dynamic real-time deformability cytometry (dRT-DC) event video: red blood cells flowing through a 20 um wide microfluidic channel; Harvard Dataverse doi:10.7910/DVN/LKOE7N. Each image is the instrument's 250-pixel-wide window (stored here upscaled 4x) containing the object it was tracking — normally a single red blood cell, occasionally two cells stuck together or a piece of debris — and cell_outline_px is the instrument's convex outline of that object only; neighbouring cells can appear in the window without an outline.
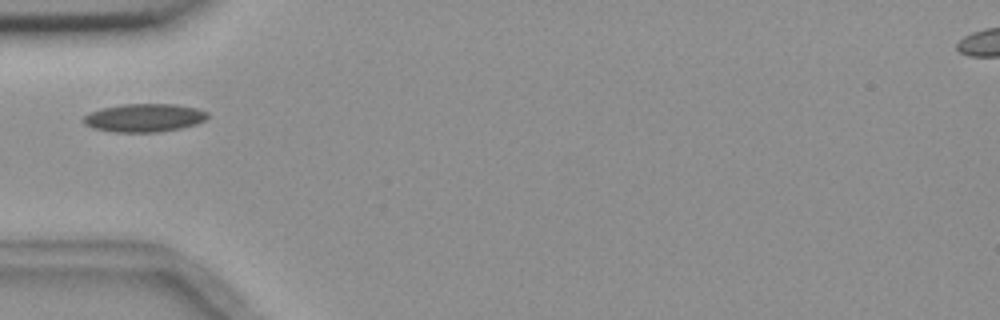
{"species": "common noctule bat (a hibernating species)", "species_latin": "Nyctalus noctula", "temperature_condition": "room temperature", "stored_images_in_passage": 1, "camera_frame_rate_fps": 3000, "um_per_image_px": 0.085, "animal": {"sex": "female", "body_mass_g": 18.4}, "frame": {"image": 1, "passage_image": 1, "time_ms": 0.0, "image_size_px": [1000, 320], "cell_outline_px": [[208, 116], [204, 120], [196, 124], [180, 128], [160, 132], [112, 132], [92, 128], [84, 124], [80, 120], [88, 112], [100, 108], [124, 104], [176, 104], [196, 108], [208, 112]], "centroid_in_image_um": [12.2, 10.01], "position_along_channel_um": 72.8, "area_um2": 20.63}}